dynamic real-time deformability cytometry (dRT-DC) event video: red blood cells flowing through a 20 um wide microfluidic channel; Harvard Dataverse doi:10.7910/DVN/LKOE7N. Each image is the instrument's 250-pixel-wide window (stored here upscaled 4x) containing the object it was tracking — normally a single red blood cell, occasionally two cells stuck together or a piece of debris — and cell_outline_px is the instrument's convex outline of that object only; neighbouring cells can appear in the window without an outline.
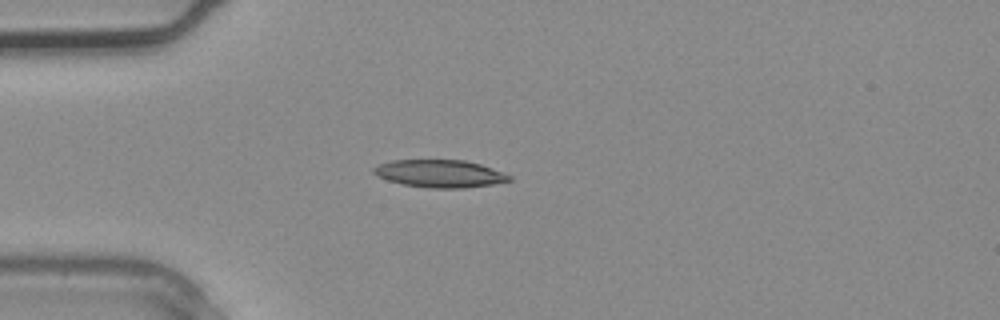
{"species": "common noctule bat (a hibernating species)", "species_latin": "Nyctalus noctula", "temperature_condition": "warm", "stored_images_in_passage": 2, "camera_frame_rate_fps": 3000, "um_per_image_px": 0.085, "animal": {"sex": "male", "body_mass_g": 20.4}, "frame": {"image": 1, "passage_image": 2, "time_ms": 0.333, "image_size_px": [1000, 320], "cell_outline_px": [[512, 180], [492, 184], [464, 188], [428, 188], [404, 184], [388, 180], [376, 176], [372, 172], [372, 168], [380, 164], [392, 160], [464, 160], [480, 164], [492, 168], [512, 176]], "centroid_in_image_um": [37.37, 14.75], "position_along_channel_um": 47.6, "area_um2": 21.73}}